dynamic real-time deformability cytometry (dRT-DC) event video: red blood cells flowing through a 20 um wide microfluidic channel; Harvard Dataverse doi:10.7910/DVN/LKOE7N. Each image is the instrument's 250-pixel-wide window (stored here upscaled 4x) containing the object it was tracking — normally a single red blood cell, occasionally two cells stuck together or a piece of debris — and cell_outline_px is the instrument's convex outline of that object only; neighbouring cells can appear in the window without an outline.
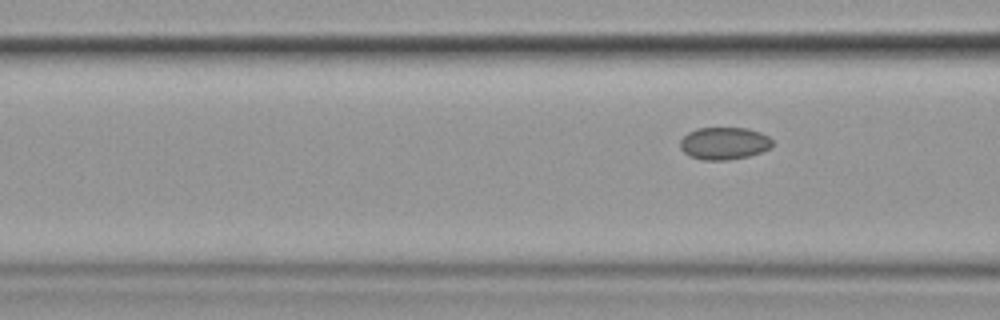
{"species": "common noctule bat (a hibernating species)", "species_latin": "Nyctalus noctula", "temperature_condition": "cold", "stored_images_in_passage": 4, "camera_frame_rate_fps": 3000, "um_per_image_px": 0.085, "animal": {"sex": "female", "body_mass_g": 19.9}, "frame": {"image": 1, "passage_image": 4, "time_ms": 4.333, "image_size_px": [1000, 320], "cell_outline_px": [[772, 148], [748, 156], [728, 160], [704, 160], [688, 156], [680, 148], [680, 140], [688, 132], [696, 128], [748, 128], [760, 132], [768, 136], [772, 140]], "centroid_in_image_um": [61.54, 12.18], "position_along_channel_um": 105.1, "area_um2": 17.51}}